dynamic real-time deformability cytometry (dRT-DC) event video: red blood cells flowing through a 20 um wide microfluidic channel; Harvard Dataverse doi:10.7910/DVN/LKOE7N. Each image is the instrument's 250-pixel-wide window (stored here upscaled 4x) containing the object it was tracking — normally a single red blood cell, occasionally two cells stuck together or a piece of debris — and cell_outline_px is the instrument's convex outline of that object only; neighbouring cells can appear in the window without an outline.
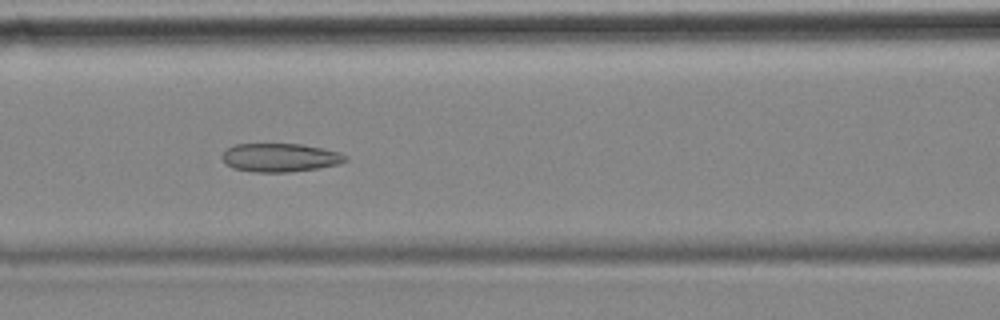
{"species": "common noctule bat (a hibernating species)", "species_latin": "Nyctalus noctula", "temperature_condition": "cold", "stored_images_in_passage": 56, "camera_frame_rate_fps": 3000, "um_per_image_px": 0.085, "animal": {"sex": "female", "body_mass_g": 18.4}, "frame": {"image": 1, "passage_image": 23, "time_ms": 7.333, "image_size_px": [1000, 320], "cell_outline_px": [[348, 160], [340, 164], [316, 168], [288, 172], [256, 172], [232, 168], [220, 156], [232, 144], [304, 144], [340, 152], [348, 156]], "centroid_in_image_um": [23.83, 13.38], "position_along_channel_um": 142.8, "area_um2": 20.52}}
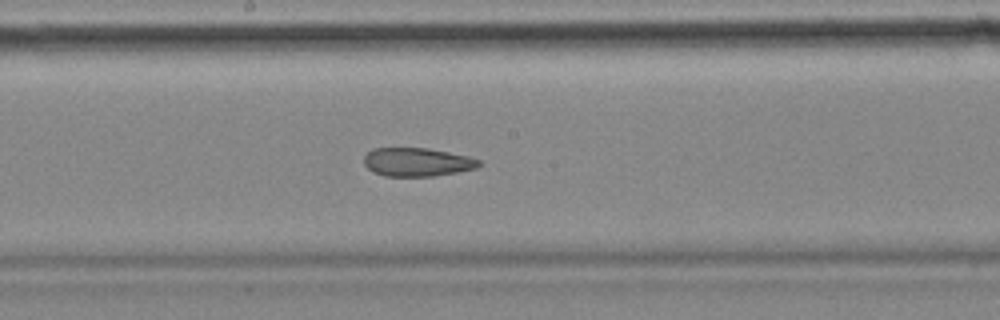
{"frame": {"image": 2, "passage_image": 29, "time_ms": 9.333, "image_size_px": [1000, 320], "cell_outline_px": [[480, 164], [476, 168], [456, 172], [432, 176], [384, 176], [372, 172], [364, 164], [364, 156], [372, 148], [428, 148], [468, 156], [480, 160]], "centroid_in_image_um": [35.42, 13.77], "position_along_channel_um": 212.8, "area_um2": 19.07}}
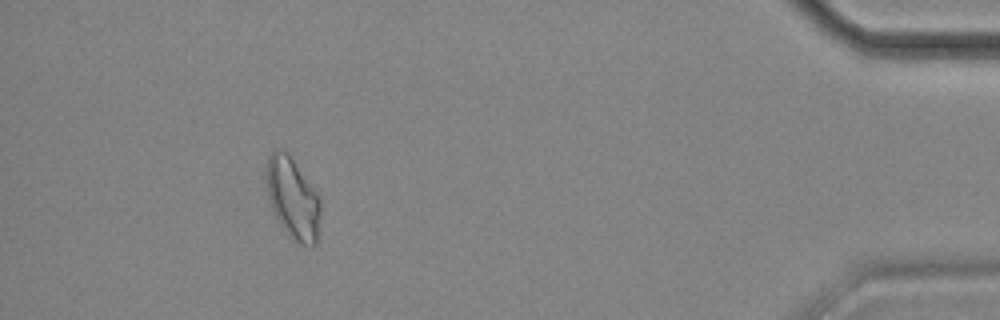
{"frame": {"image": 3, "passage_image": 51, "time_ms": 16.667, "image_size_px": [1000, 320], "cell_outline_px": [[320, 212], [316, 244], [312, 248], [300, 244], [292, 240], [288, 236], [280, 224], [272, 208], [268, 196], [264, 176], [268, 156], [276, 148], [288, 152], [320, 196]], "centroid_in_image_um": [24.87, 16.86], "position_along_channel_um": 410.3, "area_um2": 26.07}, "authors_computed_cell_mechanics": {"area_um2": 22.5709, "velocity_mm_per_s": 3.5129, "shape_relaxation_time_tau1_ms": null, "shape_relaxation_time_tau2_ms": 2.8098, "deformation_change_tau1": null, "deformation_change_tau2": 0.1015}}